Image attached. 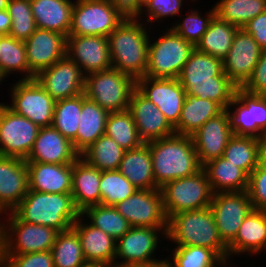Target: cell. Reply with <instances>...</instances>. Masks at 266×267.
<instances>
[{"mask_svg":"<svg viewBox=\"0 0 266 267\" xmlns=\"http://www.w3.org/2000/svg\"><path fill=\"white\" fill-rule=\"evenodd\" d=\"M186 95L209 99L227 109L238 88L224 73L222 60L198 51L191 52L178 77Z\"/></svg>","mask_w":266,"mask_h":267,"instance_id":"cell-1","label":"cell"},{"mask_svg":"<svg viewBox=\"0 0 266 267\" xmlns=\"http://www.w3.org/2000/svg\"><path fill=\"white\" fill-rule=\"evenodd\" d=\"M145 25L141 18H125L108 36L112 68L135 80L145 76L148 66L150 35Z\"/></svg>","mask_w":266,"mask_h":267,"instance_id":"cell-2","label":"cell"},{"mask_svg":"<svg viewBox=\"0 0 266 267\" xmlns=\"http://www.w3.org/2000/svg\"><path fill=\"white\" fill-rule=\"evenodd\" d=\"M151 153L156 185L193 175L202 166L195 151L192 136L174 134L147 142Z\"/></svg>","mask_w":266,"mask_h":267,"instance_id":"cell-3","label":"cell"},{"mask_svg":"<svg viewBox=\"0 0 266 267\" xmlns=\"http://www.w3.org/2000/svg\"><path fill=\"white\" fill-rule=\"evenodd\" d=\"M21 221L68 230L81 215L71 193H45L29 190L12 211Z\"/></svg>","mask_w":266,"mask_h":267,"instance_id":"cell-4","label":"cell"},{"mask_svg":"<svg viewBox=\"0 0 266 267\" xmlns=\"http://www.w3.org/2000/svg\"><path fill=\"white\" fill-rule=\"evenodd\" d=\"M166 240L175 246H201L229 261L227 246L220 239L210 207L176 213L168 219Z\"/></svg>","mask_w":266,"mask_h":267,"instance_id":"cell-5","label":"cell"},{"mask_svg":"<svg viewBox=\"0 0 266 267\" xmlns=\"http://www.w3.org/2000/svg\"><path fill=\"white\" fill-rule=\"evenodd\" d=\"M0 221V254H27L50 251L59 233L56 229L26 223L13 212Z\"/></svg>","mask_w":266,"mask_h":267,"instance_id":"cell-6","label":"cell"},{"mask_svg":"<svg viewBox=\"0 0 266 267\" xmlns=\"http://www.w3.org/2000/svg\"><path fill=\"white\" fill-rule=\"evenodd\" d=\"M169 28L162 31L163 34L158 39L149 41L148 66L145 72L147 77L178 78L195 49L191 43Z\"/></svg>","mask_w":266,"mask_h":267,"instance_id":"cell-7","label":"cell"},{"mask_svg":"<svg viewBox=\"0 0 266 267\" xmlns=\"http://www.w3.org/2000/svg\"><path fill=\"white\" fill-rule=\"evenodd\" d=\"M135 89L136 80L114 68L85 76V96L109 113L127 110Z\"/></svg>","mask_w":266,"mask_h":267,"instance_id":"cell-8","label":"cell"},{"mask_svg":"<svg viewBox=\"0 0 266 267\" xmlns=\"http://www.w3.org/2000/svg\"><path fill=\"white\" fill-rule=\"evenodd\" d=\"M160 191L167 219L176 213L207 208L213 196L203 168L193 175L167 182Z\"/></svg>","mask_w":266,"mask_h":267,"instance_id":"cell-9","label":"cell"},{"mask_svg":"<svg viewBox=\"0 0 266 267\" xmlns=\"http://www.w3.org/2000/svg\"><path fill=\"white\" fill-rule=\"evenodd\" d=\"M167 228L131 227L116 241L114 267H153L166 262V258L160 260L154 254L161 248L160 237L166 239Z\"/></svg>","mask_w":266,"mask_h":267,"instance_id":"cell-10","label":"cell"},{"mask_svg":"<svg viewBox=\"0 0 266 267\" xmlns=\"http://www.w3.org/2000/svg\"><path fill=\"white\" fill-rule=\"evenodd\" d=\"M124 19L108 0H76L69 35L108 37Z\"/></svg>","mask_w":266,"mask_h":267,"instance_id":"cell-11","label":"cell"},{"mask_svg":"<svg viewBox=\"0 0 266 267\" xmlns=\"http://www.w3.org/2000/svg\"><path fill=\"white\" fill-rule=\"evenodd\" d=\"M10 92L11 104L5 105L14 113L28 118L39 128L52 125L56 101L35 79H19Z\"/></svg>","mask_w":266,"mask_h":267,"instance_id":"cell-12","label":"cell"},{"mask_svg":"<svg viewBox=\"0 0 266 267\" xmlns=\"http://www.w3.org/2000/svg\"><path fill=\"white\" fill-rule=\"evenodd\" d=\"M227 111L233 135L251 136L266 141V96L237 88Z\"/></svg>","mask_w":266,"mask_h":267,"instance_id":"cell-13","label":"cell"},{"mask_svg":"<svg viewBox=\"0 0 266 267\" xmlns=\"http://www.w3.org/2000/svg\"><path fill=\"white\" fill-rule=\"evenodd\" d=\"M39 129L31 120L0 102V155L26 160Z\"/></svg>","mask_w":266,"mask_h":267,"instance_id":"cell-14","label":"cell"},{"mask_svg":"<svg viewBox=\"0 0 266 267\" xmlns=\"http://www.w3.org/2000/svg\"><path fill=\"white\" fill-rule=\"evenodd\" d=\"M209 207L219 237L226 246L236 238L243 220L254 209L247 190L215 193Z\"/></svg>","mask_w":266,"mask_h":267,"instance_id":"cell-15","label":"cell"},{"mask_svg":"<svg viewBox=\"0 0 266 267\" xmlns=\"http://www.w3.org/2000/svg\"><path fill=\"white\" fill-rule=\"evenodd\" d=\"M114 207L131 227H168L160 189H138Z\"/></svg>","mask_w":266,"mask_h":267,"instance_id":"cell-16","label":"cell"},{"mask_svg":"<svg viewBox=\"0 0 266 267\" xmlns=\"http://www.w3.org/2000/svg\"><path fill=\"white\" fill-rule=\"evenodd\" d=\"M136 89L158 107L174 128L180 119L186 92L178 78H150L136 80Z\"/></svg>","mask_w":266,"mask_h":267,"instance_id":"cell-17","label":"cell"},{"mask_svg":"<svg viewBox=\"0 0 266 267\" xmlns=\"http://www.w3.org/2000/svg\"><path fill=\"white\" fill-rule=\"evenodd\" d=\"M34 79L55 101L84 93L85 75L67 55L39 72Z\"/></svg>","mask_w":266,"mask_h":267,"instance_id":"cell-18","label":"cell"},{"mask_svg":"<svg viewBox=\"0 0 266 267\" xmlns=\"http://www.w3.org/2000/svg\"><path fill=\"white\" fill-rule=\"evenodd\" d=\"M263 49L243 28L234 36L228 55L222 60L223 71L238 87L242 88L253 74Z\"/></svg>","mask_w":266,"mask_h":267,"instance_id":"cell-19","label":"cell"},{"mask_svg":"<svg viewBox=\"0 0 266 267\" xmlns=\"http://www.w3.org/2000/svg\"><path fill=\"white\" fill-rule=\"evenodd\" d=\"M66 55L85 76L112 68L108 37L105 36L68 35Z\"/></svg>","mask_w":266,"mask_h":267,"instance_id":"cell-20","label":"cell"},{"mask_svg":"<svg viewBox=\"0 0 266 267\" xmlns=\"http://www.w3.org/2000/svg\"><path fill=\"white\" fill-rule=\"evenodd\" d=\"M191 136L201 166L222 157L228 141L233 136L227 109L207 120Z\"/></svg>","mask_w":266,"mask_h":267,"instance_id":"cell-21","label":"cell"},{"mask_svg":"<svg viewBox=\"0 0 266 267\" xmlns=\"http://www.w3.org/2000/svg\"><path fill=\"white\" fill-rule=\"evenodd\" d=\"M28 191L26 161L0 155V215L12 212ZM0 219L3 218L0 217Z\"/></svg>","mask_w":266,"mask_h":267,"instance_id":"cell-22","label":"cell"},{"mask_svg":"<svg viewBox=\"0 0 266 267\" xmlns=\"http://www.w3.org/2000/svg\"><path fill=\"white\" fill-rule=\"evenodd\" d=\"M128 110L135 121L138 136L144 143L175 134L164 114L137 89L132 92Z\"/></svg>","mask_w":266,"mask_h":267,"instance_id":"cell-23","label":"cell"},{"mask_svg":"<svg viewBox=\"0 0 266 267\" xmlns=\"http://www.w3.org/2000/svg\"><path fill=\"white\" fill-rule=\"evenodd\" d=\"M29 69L36 76L66 55V36L37 28L25 41Z\"/></svg>","mask_w":266,"mask_h":267,"instance_id":"cell-24","label":"cell"},{"mask_svg":"<svg viewBox=\"0 0 266 267\" xmlns=\"http://www.w3.org/2000/svg\"><path fill=\"white\" fill-rule=\"evenodd\" d=\"M80 156L73 143L52 125L39 129L26 162L72 164Z\"/></svg>","mask_w":266,"mask_h":267,"instance_id":"cell-25","label":"cell"},{"mask_svg":"<svg viewBox=\"0 0 266 267\" xmlns=\"http://www.w3.org/2000/svg\"><path fill=\"white\" fill-rule=\"evenodd\" d=\"M84 221V217L80 215L72 228L78 234L86 262L92 265L114 267L116 240L87 220L86 223Z\"/></svg>","mask_w":266,"mask_h":267,"instance_id":"cell-26","label":"cell"},{"mask_svg":"<svg viewBox=\"0 0 266 267\" xmlns=\"http://www.w3.org/2000/svg\"><path fill=\"white\" fill-rule=\"evenodd\" d=\"M29 190L45 193H71L72 164L26 162Z\"/></svg>","mask_w":266,"mask_h":267,"instance_id":"cell-27","label":"cell"},{"mask_svg":"<svg viewBox=\"0 0 266 267\" xmlns=\"http://www.w3.org/2000/svg\"><path fill=\"white\" fill-rule=\"evenodd\" d=\"M230 258L234 255L258 256L266 249V211L253 209L243 220L236 238L227 246ZM257 254V255H256Z\"/></svg>","mask_w":266,"mask_h":267,"instance_id":"cell-28","label":"cell"},{"mask_svg":"<svg viewBox=\"0 0 266 267\" xmlns=\"http://www.w3.org/2000/svg\"><path fill=\"white\" fill-rule=\"evenodd\" d=\"M101 171L88 164L80 156L72 166V190L74 204L82 213L87 207L101 204Z\"/></svg>","mask_w":266,"mask_h":267,"instance_id":"cell-29","label":"cell"},{"mask_svg":"<svg viewBox=\"0 0 266 267\" xmlns=\"http://www.w3.org/2000/svg\"><path fill=\"white\" fill-rule=\"evenodd\" d=\"M74 0H30L37 28L69 35Z\"/></svg>","mask_w":266,"mask_h":267,"instance_id":"cell-30","label":"cell"},{"mask_svg":"<svg viewBox=\"0 0 266 267\" xmlns=\"http://www.w3.org/2000/svg\"><path fill=\"white\" fill-rule=\"evenodd\" d=\"M118 171L138 189H160L155 182L151 153L147 143L125 150Z\"/></svg>","mask_w":266,"mask_h":267,"instance_id":"cell-31","label":"cell"},{"mask_svg":"<svg viewBox=\"0 0 266 267\" xmlns=\"http://www.w3.org/2000/svg\"><path fill=\"white\" fill-rule=\"evenodd\" d=\"M213 194L240 192L248 188L249 176L224 157L211 160L202 166Z\"/></svg>","mask_w":266,"mask_h":267,"instance_id":"cell-32","label":"cell"},{"mask_svg":"<svg viewBox=\"0 0 266 267\" xmlns=\"http://www.w3.org/2000/svg\"><path fill=\"white\" fill-rule=\"evenodd\" d=\"M224 109L215 101L186 95L175 134L191 136L207 120L220 114Z\"/></svg>","mask_w":266,"mask_h":267,"instance_id":"cell-33","label":"cell"},{"mask_svg":"<svg viewBox=\"0 0 266 267\" xmlns=\"http://www.w3.org/2000/svg\"><path fill=\"white\" fill-rule=\"evenodd\" d=\"M109 112L82 93V109L77 131V152L81 154L105 133Z\"/></svg>","mask_w":266,"mask_h":267,"instance_id":"cell-34","label":"cell"},{"mask_svg":"<svg viewBox=\"0 0 266 267\" xmlns=\"http://www.w3.org/2000/svg\"><path fill=\"white\" fill-rule=\"evenodd\" d=\"M265 143V140L256 137L233 135L222 157L241 168L249 176L261 161V152Z\"/></svg>","mask_w":266,"mask_h":267,"instance_id":"cell-35","label":"cell"},{"mask_svg":"<svg viewBox=\"0 0 266 267\" xmlns=\"http://www.w3.org/2000/svg\"><path fill=\"white\" fill-rule=\"evenodd\" d=\"M238 29L234 24L215 16L195 48L223 60L228 55Z\"/></svg>","mask_w":266,"mask_h":267,"instance_id":"cell-36","label":"cell"},{"mask_svg":"<svg viewBox=\"0 0 266 267\" xmlns=\"http://www.w3.org/2000/svg\"><path fill=\"white\" fill-rule=\"evenodd\" d=\"M0 67L2 81L15 72L23 75L21 80H31L35 75L31 72L27 62L25 42L18 41L10 35L0 36ZM8 76V77H7Z\"/></svg>","mask_w":266,"mask_h":267,"instance_id":"cell-37","label":"cell"},{"mask_svg":"<svg viewBox=\"0 0 266 267\" xmlns=\"http://www.w3.org/2000/svg\"><path fill=\"white\" fill-rule=\"evenodd\" d=\"M125 150L103 134L80 154L88 164L100 171L118 170Z\"/></svg>","mask_w":266,"mask_h":267,"instance_id":"cell-38","label":"cell"},{"mask_svg":"<svg viewBox=\"0 0 266 267\" xmlns=\"http://www.w3.org/2000/svg\"><path fill=\"white\" fill-rule=\"evenodd\" d=\"M82 109V94L57 100L54 106L52 126L73 143L77 151V131Z\"/></svg>","mask_w":266,"mask_h":267,"instance_id":"cell-39","label":"cell"},{"mask_svg":"<svg viewBox=\"0 0 266 267\" xmlns=\"http://www.w3.org/2000/svg\"><path fill=\"white\" fill-rule=\"evenodd\" d=\"M215 4L216 16L239 28L266 11V0H220Z\"/></svg>","mask_w":266,"mask_h":267,"instance_id":"cell-40","label":"cell"},{"mask_svg":"<svg viewBox=\"0 0 266 267\" xmlns=\"http://www.w3.org/2000/svg\"><path fill=\"white\" fill-rule=\"evenodd\" d=\"M50 251L55 267H85L88 265L78 234L72 227L57 234Z\"/></svg>","mask_w":266,"mask_h":267,"instance_id":"cell-41","label":"cell"},{"mask_svg":"<svg viewBox=\"0 0 266 267\" xmlns=\"http://www.w3.org/2000/svg\"><path fill=\"white\" fill-rule=\"evenodd\" d=\"M91 225L110 235L116 241L127 233L131 225L114 206L102 204L87 207L82 213Z\"/></svg>","mask_w":266,"mask_h":267,"instance_id":"cell-42","label":"cell"},{"mask_svg":"<svg viewBox=\"0 0 266 267\" xmlns=\"http://www.w3.org/2000/svg\"><path fill=\"white\" fill-rule=\"evenodd\" d=\"M104 134L111 137L124 150L137 148L144 143L138 136L135 121L128 109L109 113Z\"/></svg>","mask_w":266,"mask_h":267,"instance_id":"cell-43","label":"cell"},{"mask_svg":"<svg viewBox=\"0 0 266 267\" xmlns=\"http://www.w3.org/2000/svg\"><path fill=\"white\" fill-rule=\"evenodd\" d=\"M169 250L166 263L170 267H220L224 262L214 250L201 246H175Z\"/></svg>","mask_w":266,"mask_h":267,"instance_id":"cell-44","label":"cell"},{"mask_svg":"<svg viewBox=\"0 0 266 267\" xmlns=\"http://www.w3.org/2000/svg\"><path fill=\"white\" fill-rule=\"evenodd\" d=\"M99 188L101 204L105 206H115L138 190L118 170L101 171Z\"/></svg>","mask_w":266,"mask_h":267,"instance_id":"cell-45","label":"cell"},{"mask_svg":"<svg viewBox=\"0 0 266 267\" xmlns=\"http://www.w3.org/2000/svg\"><path fill=\"white\" fill-rule=\"evenodd\" d=\"M7 11L12 19L9 35L25 42L37 29L30 0H9Z\"/></svg>","mask_w":266,"mask_h":267,"instance_id":"cell-46","label":"cell"},{"mask_svg":"<svg viewBox=\"0 0 266 267\" xmlns=\"http://www.w3.org/2000/svg\"><path fill=\"white\" fill-rule=\"evenodd\" d=\"M186 12V17L182 18L183 21L177 20L174 24L172 23L171 28L187 42L196 47L207 31L211 21L216 16L215 7L213 5L209 12H206L207 15H204V17H202L200 14L201 12L197 9Z\"/></svg>","mask_w":266,"mask_h":267,"instance_id":"cell-47","label":"cell"},{"mask_svg":"<svg viewBox=\"0 0 266 267\" xmlns=\"http://www.w3.org/2000/svg\"><path fill=\"white\" fill-rule=\"evenodd\" d=\"M195 1V0H192ZM185 0H148L144 5L141 11L140 17L143 20V17L146 16L145 21L149 28L152 25V22L157 21L162 22V19L181 15V8L183 7ZM145 16H141V15Z\"/></svg>","mask_w":266,"mask_h":267,"instance_id":"cell-48","label":"cell"},{"mask_svg":"<svg viewBox=\"0 0 266 267\" xmlns=\"http://www.w3.org/2000/svg\"><path fill=\"white\" fill-rule=\"evenodd\" d=\"M3 267H55L51 251L27 254H0Z\"/></svg>","mask_w":266,"mask_h":267,"instance_id":"cell-49","label":"cell"},{"mask_svg":"<svg viewBox=\"0 0 266 267\" xmlns=\"http://www.w3.org/2000/svg\"><path fill=\"white\" fill-rule=\"evenodd\" d=\"M247 193L254 209L266 211V167L261 162L249 175Z\"/></svg>","mask_w":266,"mask_h":267,"instance_id":"cell-50","label":"cell"},{"mask_svg":"<svg viewBox=\"0 0 266 267\" xmlns=\"http://www.w3.org/2000/svg\"><path fill=\"white\" fill-rule=\"evenodd\" d=\"M245 91L266 96V50H263L253 74L242 87Z\"/></svg>","mask_w":266,"mask_h":267,"instance_id":"cell-51","label":"cell"},{"mask_svg":"<svg viewBox=\"0 0 266 267\" xmlns=\"http://www.w3.org/2000/svg\"><path fill=\"white\" fill-rule=\"evenodd\" d=\"M242 28L251 34L263 50H266V11L251 19Z\"/></svg>","mask_w":266,"mask_h":267,"instance_id":"cell-52","label":"cell"},{"mask_svg":"<svg viewBox=\"0 0 266 267\" xmlns=\"http://www.w3.org/2000/svg\"><path fill=\"white\" fill-rule=\"evenodd\" d=\"M125 18H140L143 6L139 0H108Z\"/></svg>","mask_w":266,"mask_h":267,"instance_id":"cell-53","label":"cell"},{"mask_svg":"<svg viewBox=\"0 0 266 267\" xmlns=\"http://www.w3.org/2000/svg\"><path fill=\"white\" fill-rule=\"evenodd\" d=\"M12 19L9 16L7 9L0 10V36L9 35Z\"/></svg>","mask_w":266,"mask_h":267,"instance_id":"cell-54","label":"cell"},{"mask_svg":"<svg viewBox=\"0 0 266 267\" xmlns=\"http://www.w3.org/2000/svg\"><path fill=\"white\" fill-rule=\"evenodd\" d=\"M260 162L266 167V143L263 146V149L261 152V161Z\"/></svg>","mask_w":266,"mask_h":267,"instance_id":"cell-55","label":"cell"},{"mask_svg":"<svg viewBox=\"0 0 266 267\" xmlns=\"http://www.w3.org/2000/svg\"><path fill=\"white\" fill-rule=\"evenodd\" d=\"M9 0H0V10H5L7 9Z\"/></svg>","mask_w":266,"mask_h":267,"instance_id":"cell-56","label":"cell"},{"mask_svg":"<svg viewBox=\"0 0 266 267\" xmlns=\"http://www.w3.org/2000/svg\"><path fill=\"white\" fill-rule=\"evenodd\" d=\"M230 262H231V261H224L223 264H221L220 267H230V266L233 267V266H232L233 263L230 264ZM229 264H230V266H229Z\"/></svg>","mask_w":266,"mask_h":267,"instance_id":"cell-57","label":"cell"},{"mask_svg":"<svg viewBox=\"0 0 266 267\" xmlns=\"http://www.w3.org/2000/svg\"><path fill=\"white\" fill-rule=\"evenodd\" d=\"M153 267H170L166 262L162 263V264H159V265H156V266H153Z\"/></svg>","mask_w":266,"mask_h":267,"instance_id":"cell-58","label":"cell"},{"mask_svg":"<svg viewBox=\"0 0 266 267\" xmlns=\"http://www.w3.org/2000/svg\"><path fill=\"white\" fill-rule=\"evenodd\" d=\"M85 267H105V266L88 264Z\"/></svg>","mask_w":266,"mask_h":267,"instance_id":"cell-59","label":"cell"},{"mask_svg":"<svg viewBox=\"0 0 266 267\" xmlns=\"http://www.w3.org/2000/svg\"><path fill=\"white\" fill-rule=\"evenodd\" d=\"M148 0H139L140 4L143 6Z\"/></svg>","mask_w":266,"mask_h":267,"instance_id":"cell-60","label":"cell"},{"mask_svg":"<svg viewBox=\"0 0 266 267\" xmlns=\"http://www.w3.org/2000/svg\"><path fill=\"white\" fill-rule=\"evenodd\" d=\"M2 83V71H1V67H0V84Z\"/></svg>","mask_w":266,"mask_h":267,"instance_id":"cell-61","label":"cell"},{"mask_svg":"<svg viewBox=\"0 0 266 267\" xmlns=\"http://www.w3.org/2000/svg\"><path fill=\"white\" fill-rule=\"evenodd\" d=\"M0 267H3V260L1 258V256H0Z\"/></svg>","mask_w":266,"mask_h":267,"instance_id":"cell-62","label":"cell"}]
</instances>
